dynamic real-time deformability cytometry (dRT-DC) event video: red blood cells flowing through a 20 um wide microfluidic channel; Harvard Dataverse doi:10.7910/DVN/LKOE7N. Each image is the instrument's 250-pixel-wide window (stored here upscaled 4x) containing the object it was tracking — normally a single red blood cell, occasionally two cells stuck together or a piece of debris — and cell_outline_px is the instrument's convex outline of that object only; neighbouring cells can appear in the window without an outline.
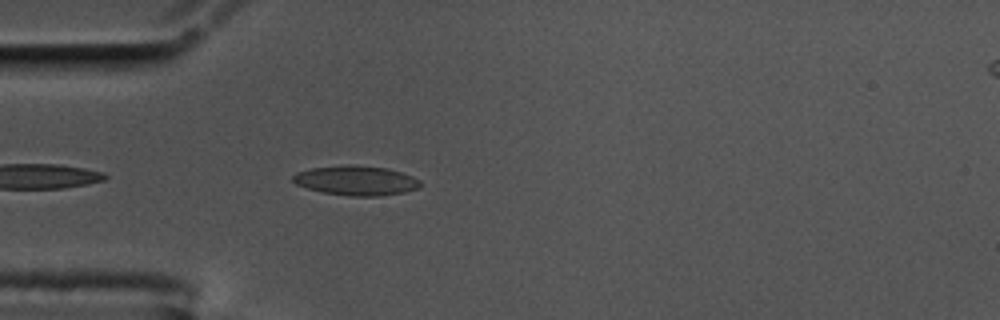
{"species": "common noctule bat (a hibernating species)", "species_latin": "Nyctalus noctula", "temperature_condition": "cold", "stored_images_in_passage": 7, "camera_frame_rate_fps": 3000, "um_per_image_px": 0.085, "animal": {"sex": "male", "body_mass_g": 17.5, "forearm_length_mm": 52.3}, "frame": {"image": 1, "passage_image": 3, "time_ms": 0.667, "image_size_px": [1000, 320], "cell_outline_px": [[420, 188], [404, 192], [380, 196], [348, 196], [324, 192], [308, 188], [296, 184], [292, 180], [292, 176], [296, 172], [312, 168], [348, 164], [352, 164], [388, 168], [412, 176], [420, 180]], "centroid_in_image_um": [30.28, 15.34], "position_along_channel_um": 54.7, "area_um2": 22.02}}